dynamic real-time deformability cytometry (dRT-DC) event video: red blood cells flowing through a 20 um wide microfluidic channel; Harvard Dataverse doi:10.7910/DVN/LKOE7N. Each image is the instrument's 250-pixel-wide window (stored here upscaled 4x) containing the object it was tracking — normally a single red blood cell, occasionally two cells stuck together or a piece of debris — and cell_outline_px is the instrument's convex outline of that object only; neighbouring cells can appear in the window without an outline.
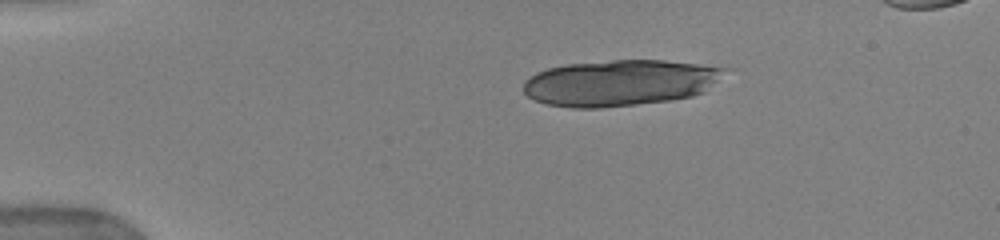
{"species": "human", "species_latin": "Homo sapiens", "temperature_condition": "warm", "stored_images_in_passage": 10, "camera_frame_rate_fps": 3000, "um_per_image_px": 0.085, "donor": {"sex": "female"}, "frame": {"image": 1, "passage_image": 1, "time_ms": 0.0, "image_size_px": [1000, 240], "cell_outline_px": [[732, 68], [704, 92], [692, 96], [668, 100], [636, 104], [600, 108], [572, 108], [544, 104], [528, 96], [524, 92], [524, 80], [536, 72], [548, 68], [568, 64], [612, 60], [664, 60]], "centroid_in_image_um": [52.7, 7.03], "position_along_channel_um": 32.3, "area_um2": 54.16}}